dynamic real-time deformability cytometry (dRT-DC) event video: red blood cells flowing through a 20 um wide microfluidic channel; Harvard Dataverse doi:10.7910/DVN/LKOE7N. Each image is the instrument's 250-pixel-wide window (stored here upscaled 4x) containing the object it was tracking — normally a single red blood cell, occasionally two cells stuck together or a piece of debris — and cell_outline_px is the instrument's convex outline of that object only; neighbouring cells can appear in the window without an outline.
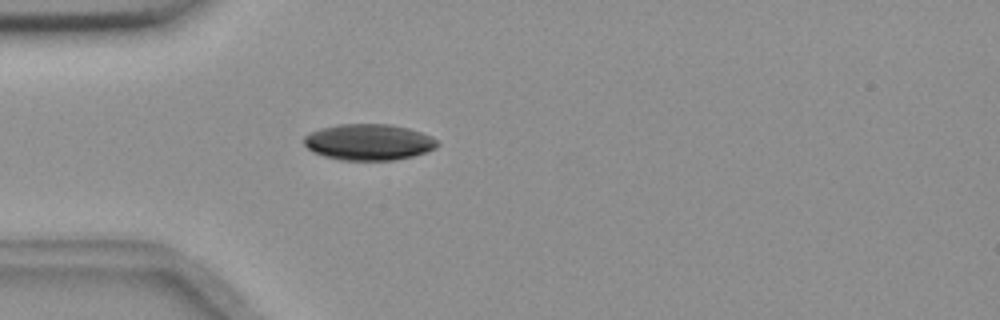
{"species": "common noctule bat (a hibernating species)", "species_latin": "Nyctalus noctula", "temperature_condition": "room temperature", "stored_images_in_passage": 40, "camera_frame_rate_fps": 3000, "um_per_image_px": 0.085, "animal": {"sex": "female", "body_mass_g": 18.4}, "frame": {"image": 1, "passage_image": 1, "time_ms": 0.0, "image_size_px": [1000, 320], "cell_outline_px": [[440, 144], [436, 148], [412, 156], [392, 160], [340, 160], [324, 156], [312, 152], [304, 144], [304, 136], [320, 128], [336, 124], [388, 124], [408, 128], [432, 136]], "centroid_in_image_um": [31.32, 12.07], "position_along_channel_um": 53.7, "area_um2": 28.09}}
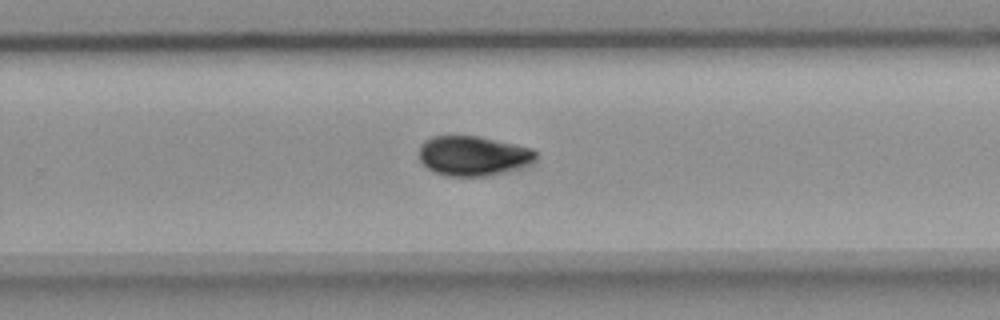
{"frame": {"image": 2, "passage_image": 21, "time_ms": 6.667, "image_size_px": [1000, 320], "cell_outline_px": [[536, 160], [532, 164], [520, 168], [484, 176], [444, 176], [428, 168], [420, 160], [420, 144], [424, 140], [432, 136], [476, 136], [516, 144], [532, 148], [536, 152]], "centroid_in_image_um": [40.23, 13.24], "position_along_channel_um": 289.6, "area_um2": 27.05}}
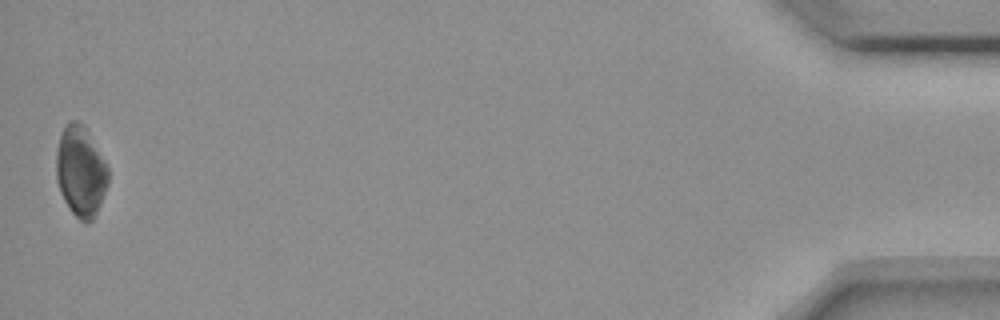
{"frame": {"image": 3, "passage_image": 40, "time_ms": 13.0, "image_size_px": [1000, 320], "cell_outline_px": [[108, 184], [96, 212], [92, 220], [88, 224], [80, 220], [72, 212], [64, 200], [60, 192], [56, 180], [56, 148], [60, 136], [68, 120], [80, 120], [84, 124], [104, 160], [108, 168]], "centroid_in_image_um": [6.84, 14.54], "position_along_channel_um": 428.4, "area_um2": 27.4}, "authors_computed_cell_mechanics": {"area_um2": 27.5128, "velocity_mm_per_s": 3.651, "shape_relaxation_time_tau1_ms": 5.4616, "shape_relaxation_time_tau2_ms": 9.8333, "deformation_change_tau1": 0.1005, "deformation_change_tau2": 0.0861}}